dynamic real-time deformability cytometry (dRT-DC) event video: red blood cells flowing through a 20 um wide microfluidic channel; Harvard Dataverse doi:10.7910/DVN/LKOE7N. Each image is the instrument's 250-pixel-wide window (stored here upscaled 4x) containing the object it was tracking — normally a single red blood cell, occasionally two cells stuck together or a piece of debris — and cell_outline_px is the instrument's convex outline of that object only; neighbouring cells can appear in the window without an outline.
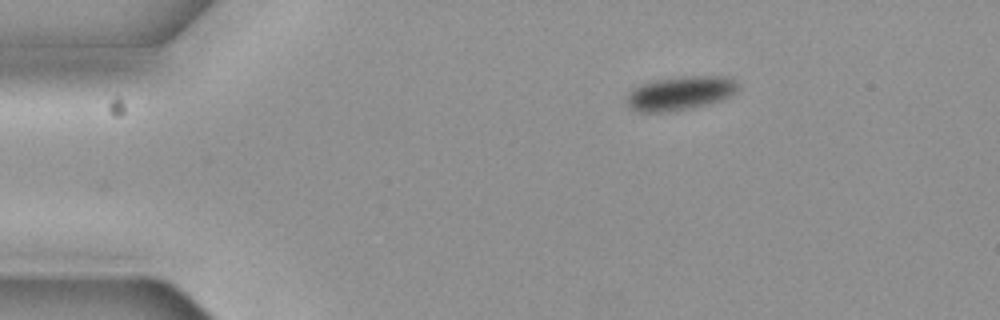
{"species": "common noctule bat (a hibernating species)", "species_latin": "Nyctalus noctula", "temperature_condition": "cold", "stored_images_in_passage": 3, "camera_frame_rate_fps": 3000, "um_per_image_px": 0.085, "animal": {"sex": "female", "body_mass_g": 19.3, "forearm_length_mm": 54.1}, "frame": {"image": 1, "passage_image": 1, "time_ms": 0.0, "image_size_px": [1000, 320], "cell_outline_px": [[740, 88], [736, 92], [720, 100], [688, 108], [664, 112], [640, 112], [628, 108], [628, 92], [632, 88], [640, 84], [656, 80], [680, 76], [732, 76], [736, 80]], "centroid_in_image_um": [57.82, 7.9], "position_along_channel_um": 27.2, "area_um2": 21.96}}